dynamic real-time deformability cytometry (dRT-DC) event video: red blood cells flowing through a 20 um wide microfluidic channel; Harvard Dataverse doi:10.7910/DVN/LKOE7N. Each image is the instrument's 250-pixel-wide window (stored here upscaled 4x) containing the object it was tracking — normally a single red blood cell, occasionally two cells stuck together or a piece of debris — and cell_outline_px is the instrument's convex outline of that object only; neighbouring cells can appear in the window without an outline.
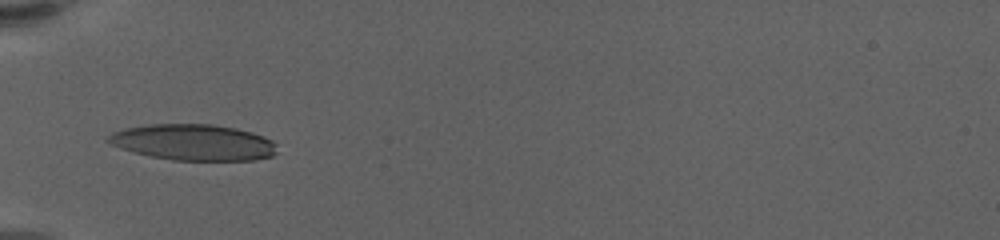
{"species": "human", "species_latin": "Homo sapiens", "temperature_condition": "warm", "stored_images_in_passage": 32, "camera_frame_rate_fps": 3000, "um_per_image_px": 0.085, "donor": {"sex": "female"}, "frame": {"image": 1, "passage_image": 1, "time_ms": 0.0, "image_size_px": [1000, 240], "cell_outline_px": [[276, 152], [272, 156], [256, 160], [172, 160], [152, 156], [120, 148], [104, 140], [112, 132], [128, 128], [148, 124], [212, 124], [236, 128], [252, 132], [264, 136], [272, 140], [276, 144]], "centroid_in_image_um": [16.47, 12.09], "position_along_channel_um": 68.5, "area_um2": 35.43}}
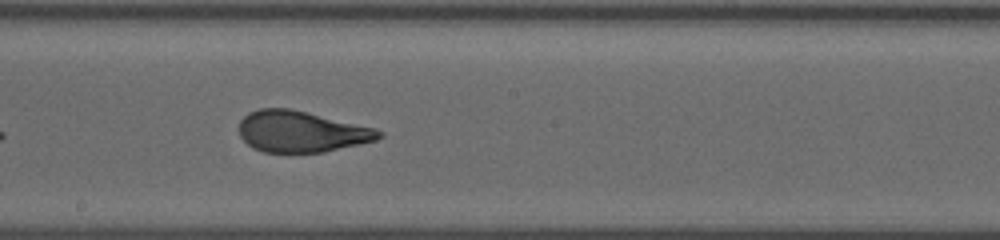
{"frame": {"image": 2, "passage_image": 15, "time_ms": 4.667, "image_size_px": [1000, 240], "cell_outline_px": [[384, 136], [376, 140], [324, 152], [264, 152], [252, 148], [240, 136], [240, 120], [248, 112], [260, 108], [288, 108], [376, 128], [384, 132]], "centroid_in_image_um": [25.61, 11.18], "position_along_channel_um": 222.6, "area_um2": 33.41}}
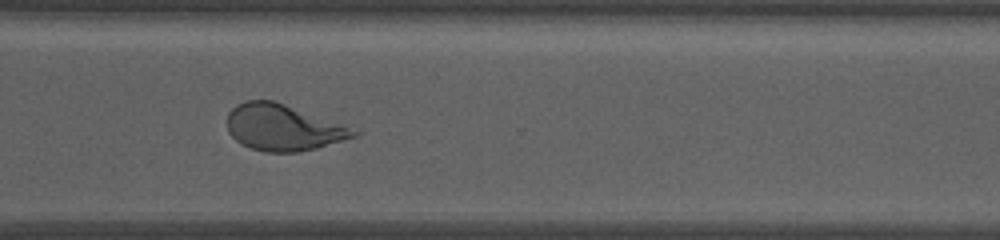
{"frame": {"image": 3, "passage_image": 26, "time_ms": 8.333, "image_size_px": [1000, 240], "cell_outline_px": [[360, 132], [356, 136], [316, 148], [296, 152], [264, 152], [240, 144], [228, 132], [228, 112], [236, 104], [244, 100], [272, 100], [284, 104]], "centroid_in_image_um": [23.97, 10.85], "position_along_channel_um": 346.6, "area_um2": 33.35}, "authors_computed_cell_mechanics": {"area_um2": 34.0442, "velocity_mm_per_s": 3.3839, "shape_relaxation_time_tau1_ms": 6.1777, "shape_relaxation_time_tau2_ms": 1.0667, "deformation_change_tau1": 0.2473, "deformation_change_tau2": 0.089}}